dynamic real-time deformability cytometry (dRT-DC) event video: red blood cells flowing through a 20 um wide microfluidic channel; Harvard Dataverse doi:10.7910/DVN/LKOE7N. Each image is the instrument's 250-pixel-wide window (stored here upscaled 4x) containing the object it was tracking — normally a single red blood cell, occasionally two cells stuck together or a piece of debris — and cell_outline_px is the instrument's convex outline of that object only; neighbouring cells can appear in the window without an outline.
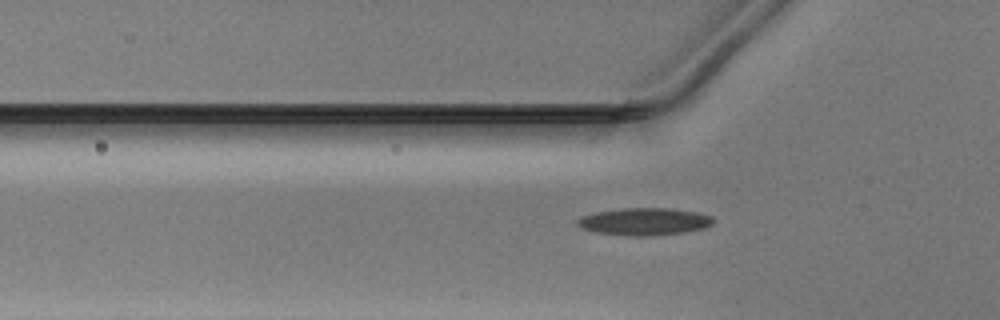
{"species": "Egyptian fruit bat (a non-hibernating species)", "species_latin": "Rousettus aegyptiacus", "temperature_condition": "warm", "stored_images_in_passage": 32, "camera_frame_rate_fps": 3000, "um_per_image_px": 0.085, "animal": {"sex": "male"}, "frame": {"image": 1, "passage_image": 4, "time_ms": 1.0, "image_size_px": [1000, 320], "cell_outline_px": [[712, 224], [704, 228], [684, 232], [656, 236], [624, 236], [596, 232], [580, 228], [576, 224], [576, 220], [580, 216], [596, 212], [624, 208], [668, 208], [700, 212], [712, 216]], "centroid_in_image_um": [54.74, 18.84], "position_along_channel_um": 71.1, "area_um2": 21.91}}
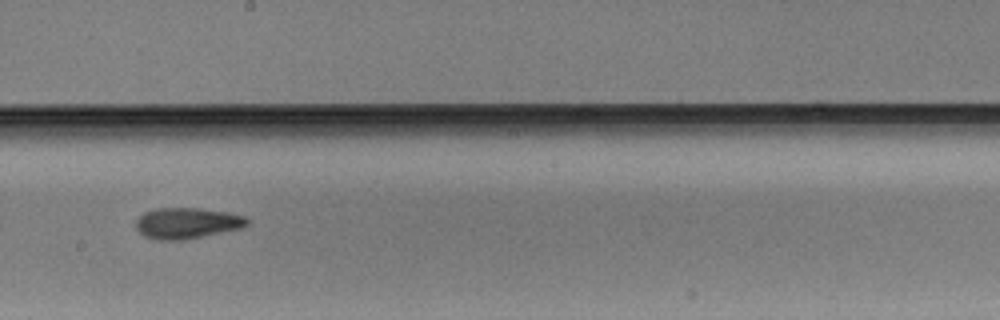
{"frame": {"image": 2, "passage_image": 16, "time_ms": 5.0, "image_size_px": [1000, 320], "cell_outline_px": [[248, 224], [240, 228], [184, 240], [156, 240], [144, 236], [136, 228], [136, 220], [144, 212], [156, 208], [200, 208], [228, 212], [244, 216], [248, 220]], "centroid_in_image_um": [15.87, 18.96], "position_along_channel_um": 232.3, "area_um2": 20.0}}
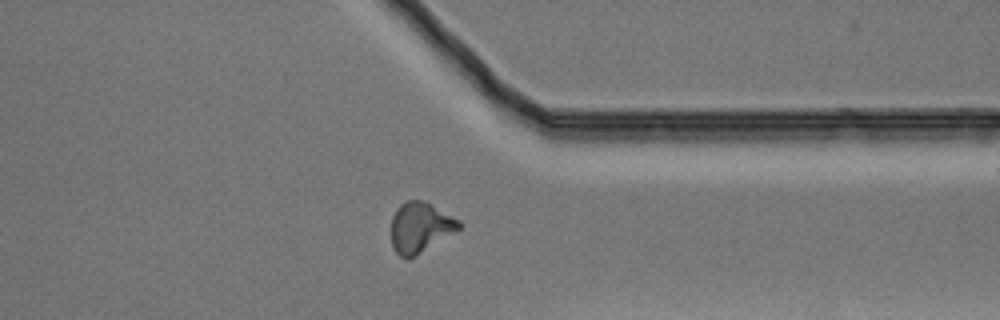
{"frame": {"image": 3, "passage_image": 27, "time_ms": 8.667, "image_size_px": [1000, 320], "cell_outline_px": [[460, 228], [416, 256], [408, 260], [400, 256], [392, 248], [392, 216], [396, 208], [404, 200], [424, 200], [460, 220]], "centroid_in_image_um": [35.69, 19.32], "position_along_channel_um": 375.7, "area_um2": 19.88}}